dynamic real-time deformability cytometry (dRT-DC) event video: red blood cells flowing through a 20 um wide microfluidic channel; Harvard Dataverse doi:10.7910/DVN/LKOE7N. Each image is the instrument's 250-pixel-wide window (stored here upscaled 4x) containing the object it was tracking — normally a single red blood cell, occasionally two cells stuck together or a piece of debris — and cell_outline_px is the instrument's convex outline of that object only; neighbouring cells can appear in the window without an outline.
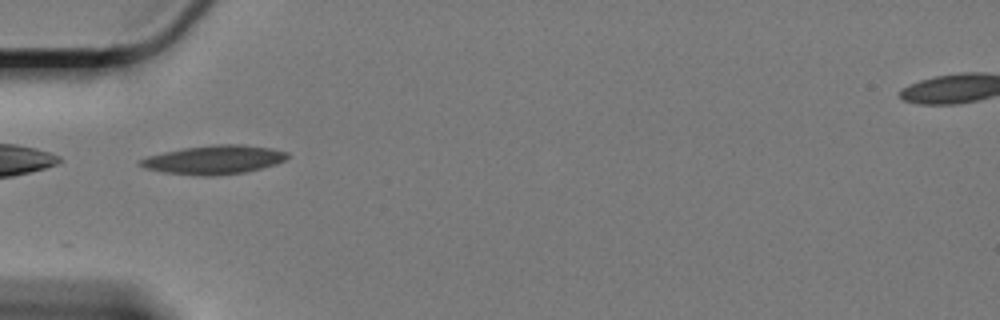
{"species": "Egyptian fruit bat (a non-hibernating species)", "species_latin": "Rousettus aegyptiacus", "temperature_condition": "cold", "stored_images_in_passage": 5, "camera_frame_rate_fps": 3000, "um_per_image_px": 0.085, "animal": {"sex": "female"}, "frame": {"image": 1, "passage_image": 1, "time_ms": 0.0, "image_size_px": [1000, 320], "cell_outline_px": [[288, 156], [284, 160], [276, 164], [244, 172], [212, 176], [204, 176], [164, 172], [144, 168], [136, 164], [140, 160], [148, 156], [164, 152], [184, 148], [212, 144], [240, 144], [272, 148], [288, 152]], "centroid_in_image_um": [18.18, 13.57], "position_along_channel_um": 66.8, "area_um2": 24.57}}
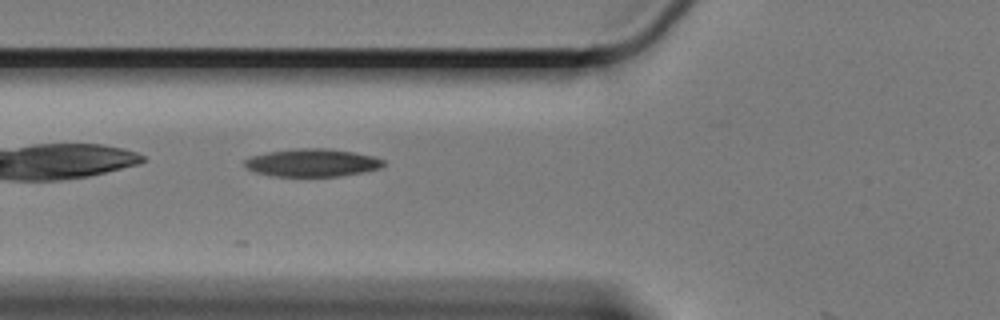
{"frame": {"image": 2, "passage_image": 4, "time_ms": 1.0, "image_size_px": [1000, 320], "cell_outline_px": [[384, 164], [380, 168], [340, 176], [272, 176], [256, 172], [248, 168], [244, 164], [244, 160], [252, 156], [268, 152], [292, 148], [328, 148], [352, 152], [372, 156], [384, 160]], "centroid_in_image_um": [26.51, 13.82], "position_along_channel_um": 99.3, "area_um2": 22.31}}